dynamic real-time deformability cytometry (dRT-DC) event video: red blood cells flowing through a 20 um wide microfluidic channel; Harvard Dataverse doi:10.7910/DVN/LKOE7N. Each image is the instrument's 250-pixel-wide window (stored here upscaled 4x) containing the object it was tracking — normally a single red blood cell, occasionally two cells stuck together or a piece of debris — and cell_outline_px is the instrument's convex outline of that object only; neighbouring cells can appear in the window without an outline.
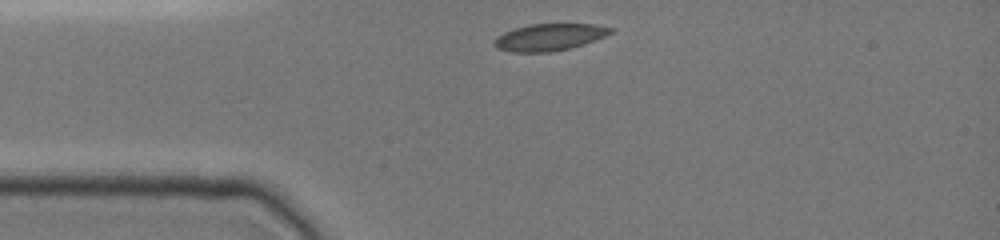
{"species": "common noctule bat (a hibernating species)", "species_latin": "Nyctalus noctula", "temperature_condition": "cold", "stored_images_in_passage": 40, "camera_frame_rate_fps": 3000, "um_per_image_px": 0.085, "animal": {"sex": "female", "body_mass_g": 19.0, "forearm_length_mm": 51.5}, "frame": {"image": 1, "passage_image": 1, "time_ms": 0.0, "image_size_px": [1000, 240], "cell_outline_px": [[612, 32], [604, 36], [568, 48], [552, 52], [512, 52], [496, 48], [492, 44], [492, 40], [496, 36], [504, 32], [528, 24], [592, 24], [612, 28]], "centroid_in_image_um": [46.59, 3.16], "position_along_channel_um": 38.4, "area_um2": 18.03}}
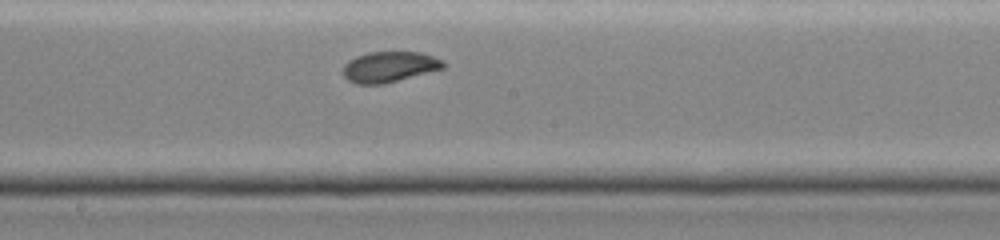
{"frame": {"image": 2, "passage_image": 20, "time_ms": 5.0, "image_size_px": [1000, 240], "cell_outline_px": [[448, 64], [444, 68], [384, 84], [356, 84], [348, 80], [344, 76], [344, 64], [348, 60], [356, 56], [368, 52], [420, 52], [444, 60]], "centroid_in_image_um": [33.11, 5.68], "position_along_channel_um": 215.1, "area_um2": 17.98}}
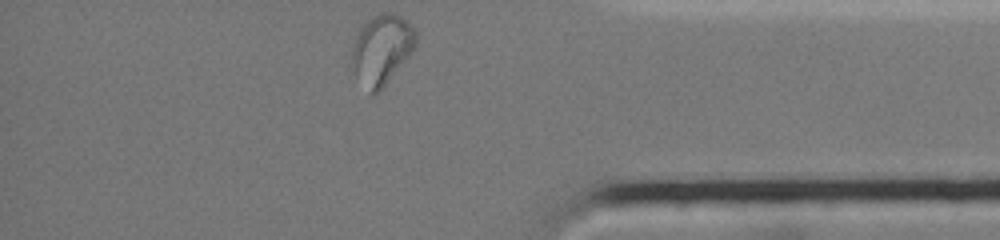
{"frame": {"image": 3, "passage_image": 39, "time_ms": 10.0, "image_size_px": [1000, 240], "cell_outline_px": [[416, 48], [380, 92], [376, 96], [372, 96], [348, 68], [352, 48], [356, 36], [360, 28], [372, 16], [380, 12], [392, 12], [400, 16], [416, 28]], "centroid_in_image_um": [32.42, 4.25], "position_along_channel_um": 402.8, "area_um2": 26.99}, "authors_computed_cell_mechanics": {"area_um2": 18.207, "velocity_mm_per_s": 3.9453, "shape_relaxation_time_tau1_ms": null, "shape_relaxation_time_tau2_ms": 0.619, "deformation_change_tau1": null, "deformation_change_tau2": 0.0438}}